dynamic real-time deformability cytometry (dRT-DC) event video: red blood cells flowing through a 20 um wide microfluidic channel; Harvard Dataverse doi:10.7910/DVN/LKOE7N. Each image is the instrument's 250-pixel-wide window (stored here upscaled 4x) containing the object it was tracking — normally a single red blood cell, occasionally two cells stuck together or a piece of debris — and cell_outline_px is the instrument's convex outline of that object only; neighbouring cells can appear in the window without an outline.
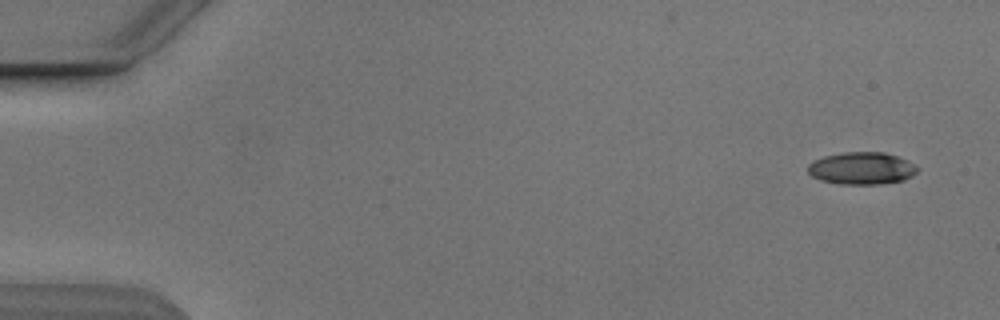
{"species": "Egyptian fruit bat (a non-hibernating species)", "species_latin": "Rousettus aegyptiacus", "temperature_condition": "cold", "stored_images_in_passage": 6, "camera_frame_rate_fps": 3000, "um_per_image_px": 0.085, "animal": {"sex": "male"}, "frame": {"image": 1, "passage_image": 1, "time_ms": 0.0, "image_size_px": [1000, 320], "cell_outline_px": [[920, 168], [912, 176], [904, 180], [880, 184], [840, 184], [820, 180], [812, 176], [808, 172], [808, 164], [812, 160], [824, 156], [844, 152], [884, 152], [908, 160], [916, 164]], "centroid_in_image_um": [73.26, 14.3], "position_along_channel_um": 11.7, "area_um2": 20.81}}
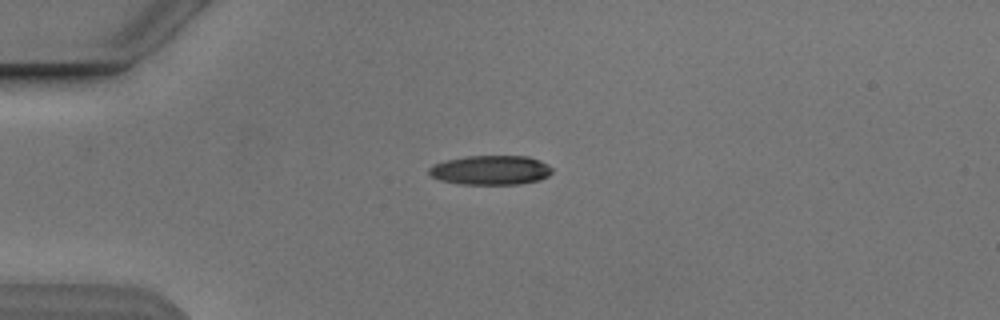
{"frame": {"image": 2, "passage_image": 4, "time_ms": 3.667, "image_size_px": [1000, 320], "cell_outline_px": [[552, 172], [548, 176], [540, 180], [520, 184], [456, 184], [440, 180], [428, 176], [428, 168], [432, 164], [444, 160], [468, 156], [528, 156], [540, 160], [548, 164], [552, 168]], "centroid_in_image_um": [41.67, 14.46], "position_along_channel_um": 43.3, "area_um2": 21.44}}
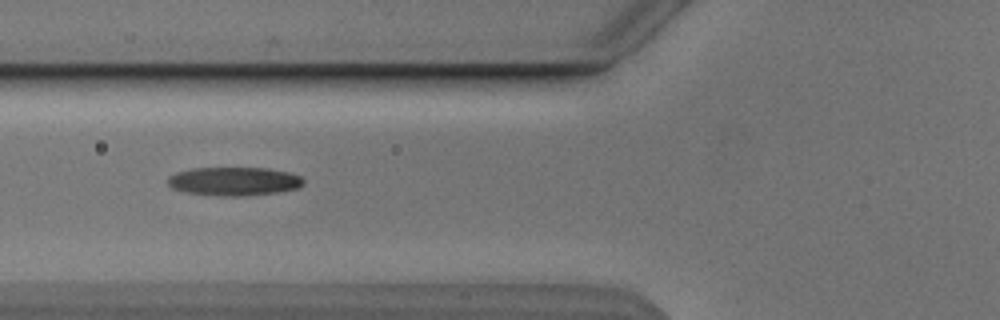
{"frame": {"image": 3, "passage_image": 6, "time_ms": 6.0, "image_size_px": [1000, 320], "cell_outline_px": [[304, 184], [296, 188], [280, 192], [244, 196], [220, 196], [184, 192], [172, 188], [168, 184], [168, 176], [176, 172], [192, 168], [268, 168], [288, 172], [300, 176], [304, 180]], "centroid_in_image_um": [19.88, 15.41], "position_along_channel_um": 105.9, "area_um2": 22.72}}